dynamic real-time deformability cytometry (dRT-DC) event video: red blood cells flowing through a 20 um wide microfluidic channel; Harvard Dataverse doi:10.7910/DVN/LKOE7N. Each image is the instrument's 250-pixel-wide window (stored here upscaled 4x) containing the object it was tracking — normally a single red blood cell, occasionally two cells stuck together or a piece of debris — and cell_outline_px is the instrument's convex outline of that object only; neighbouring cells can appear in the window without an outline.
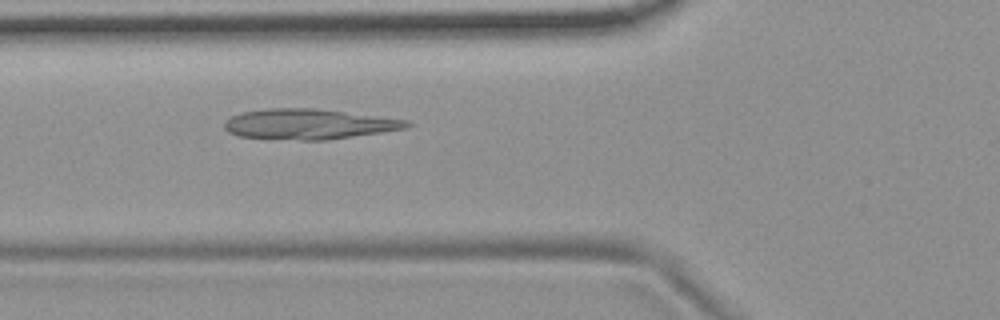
{"species": "common noctule bat (a hibernating species)", "species_latin": "Nyctalus noctula", "temperature_condition": "room temperature", "stored_images_in_passage": 6, "camera_frame_rate_fps": 3000, "um_per_image_px": 0.085, "animal": {"sex": "female", "body_mass_g": 19.9}, "frame": {"image": 1, "passage_image": 6, "time_ms": 1.667, "image_size_px": [1000, 320], "cell_outline_px": [[412, 124], [408, 128], [328, 140], [300, 140], [236, 136], [228, 132], [224, 128], [224, 120], [240, 112], [268, 108], [316, 108], [408, 120]], "centroid_in_image_um": [26.22, 10.54], "position_along_channel_um": 99.6, "area_um2": 32.31}}